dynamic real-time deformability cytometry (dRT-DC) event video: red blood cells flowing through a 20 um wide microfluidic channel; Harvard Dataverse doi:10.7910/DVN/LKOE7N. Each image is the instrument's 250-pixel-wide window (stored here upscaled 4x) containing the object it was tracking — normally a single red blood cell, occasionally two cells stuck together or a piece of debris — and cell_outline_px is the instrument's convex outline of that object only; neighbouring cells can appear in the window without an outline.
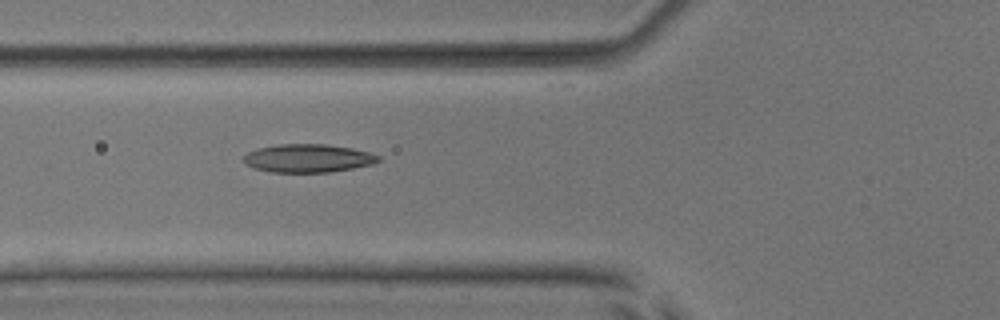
{"species": "common noctule bat (a hibernating species)", "species_latin": "Nyctalus noctula", "temperature_condition": "room temperature", "stored_images_in_passage": 3, "camera_frame_rate_fps": 3000, "um_per_image_px": 0.085, "animal": {"sex": "male", "body_mass_g": 17.9, "forearm_length_mm": 54.2}, "frame": {"image": 1, "passage_image": 3, "time_ms": 2.333, "image_size_px": [1000, 320], "cell_outline_px": [[380, 160], [372, 164], [352, 168], [328, 172], [272, 172], [252, 168], [244, 164], [244, 156], [248, 152], [256, 148], [280, 144], [328, 144], [352, 148], [368, 152], [380, 156]], "centroid_in_image_um": [26.15, 13.45], "position_along_channel_um": 99.7, "area_um2": 22.2}}